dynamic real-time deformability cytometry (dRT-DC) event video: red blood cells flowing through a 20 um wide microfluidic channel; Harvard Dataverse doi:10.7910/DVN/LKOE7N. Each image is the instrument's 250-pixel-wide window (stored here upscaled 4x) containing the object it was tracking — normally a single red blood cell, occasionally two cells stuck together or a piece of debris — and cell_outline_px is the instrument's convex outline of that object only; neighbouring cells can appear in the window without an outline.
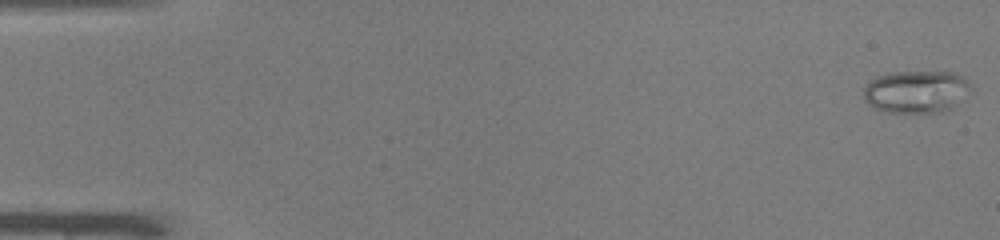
{"species": "common noctule bat (a hibernating species)", "species_latin": "Nyctalus noctula", "temperature_condition": "warm", "stored_images_in_passage": 11, "camera_frame_rate_fps": 3000, "um_per_image_px": 0.085, "animal": {"sex": "male", "body_mass_g": 19.0, "forearm_length_mm": 50.8}, "frame": {"image": 1, "passage_image": 1, "time_ms": 0.0, "image_size_px": [1000, 240], "cell_outline_px": [[968, 84], [956, 104], [952, 108], [940, 112], [888, 112], [872, 108], [864, 100], [864, 88], [876, 76], [888, 72], [952, 72], [960, 76]], "centroid_in_image_um": [77.75, 7.79], "position_along_channel_um": 7.3, "area_um2": 25.84}}